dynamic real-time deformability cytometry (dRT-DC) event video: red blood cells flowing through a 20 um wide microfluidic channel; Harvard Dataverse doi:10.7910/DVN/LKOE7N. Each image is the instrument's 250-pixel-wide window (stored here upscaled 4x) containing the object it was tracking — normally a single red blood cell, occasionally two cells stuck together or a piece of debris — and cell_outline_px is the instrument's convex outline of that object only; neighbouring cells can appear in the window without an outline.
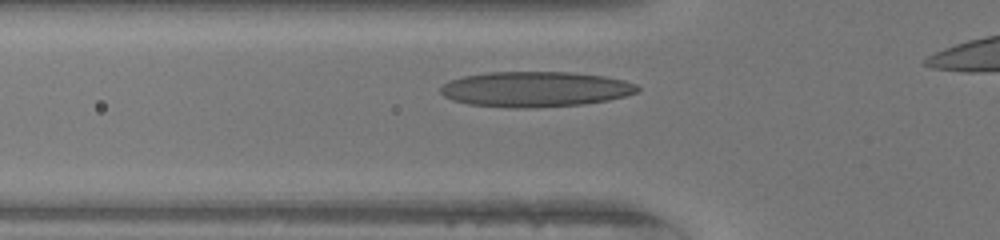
{"species": "human", "species_latin": "Homo sapiens", "temperature_condition": "warm", "stored_images_in_passage": 30, "camera_frame_rate_fps": 3000, "um_per_image_px": 0.085, "donor": {"sex": "female"}, "frame": {"image": 1, "passage_image": 6, "time_ms": 1.667, "image_size_px": [1000, 240], "cell_outline_px": [[640, 88], [636, 92], [624, 96], [608, 100], [584, 104], [536, 108], [508, 108], [468, 104], [452, 100], [444, 96], [440, 92], [440, 88], [448, 80], [464, 76], [488, 72], [572, 72], [604, 76], [624, 80], [636, 84]], "centroid_in_image_um": [45.48, 7.58], "position_along_channel_um": 80.3, "area_um2": 40.81}}
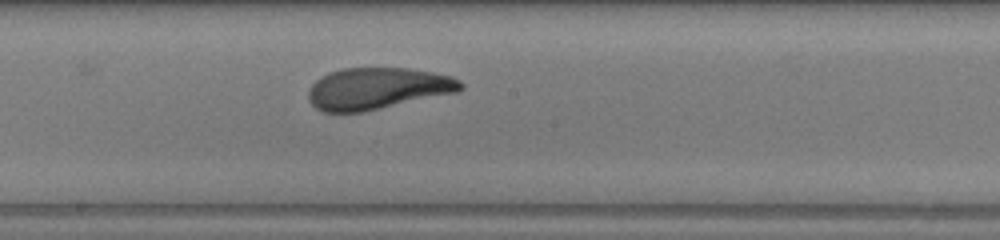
{"frame": {"image": 2, "passage_image": 16, "time_ms": 5.0, "image_size_px": [1000, 240], "cell_outline_px": [[464, 88], [456, 92], [364, 112], [324, 112], [316, 108], [308, 100], [308, 88], [320, 76], [328, 72], [344, 68], [408, 68], [432, 72], [452, 76], [460, 80], [464, 84]], "centroid_in_image_um": [32.07, 7.52], "position_along_channel_um": 216.1, "area_um2": 37.11}}
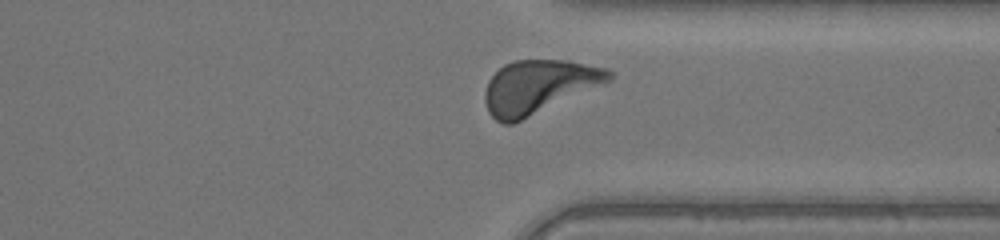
{"frame": {"image": 3, "passage_image": 27, "time_ms": 8.667, "image_size_px": [1000, 240], "cell_outline_px": [[616, 72], [612, 80], [512, 124], [504, 124], [496, 120], [488, 112], [484, 100], [484, 92], [488, 80], [504, 64], [516, 60], [568, 60], [608, 68]], "centroid_in_image_um": [45.8, 7.36], "position_along_channel_um": 365.6, "area_um2": 38.61}, "authors_computed_cell_mechanics": {"area_um2": 37.281, "velocity_mm_per_s": 4.0725, "shape_relaxation_time_tau1_ms": 3.9978, "shape_relaxation_time_tau2_ms": 0.9515, "deformation_change_tau1": 0.1925, "deformation_change_tau2": 0.08}}